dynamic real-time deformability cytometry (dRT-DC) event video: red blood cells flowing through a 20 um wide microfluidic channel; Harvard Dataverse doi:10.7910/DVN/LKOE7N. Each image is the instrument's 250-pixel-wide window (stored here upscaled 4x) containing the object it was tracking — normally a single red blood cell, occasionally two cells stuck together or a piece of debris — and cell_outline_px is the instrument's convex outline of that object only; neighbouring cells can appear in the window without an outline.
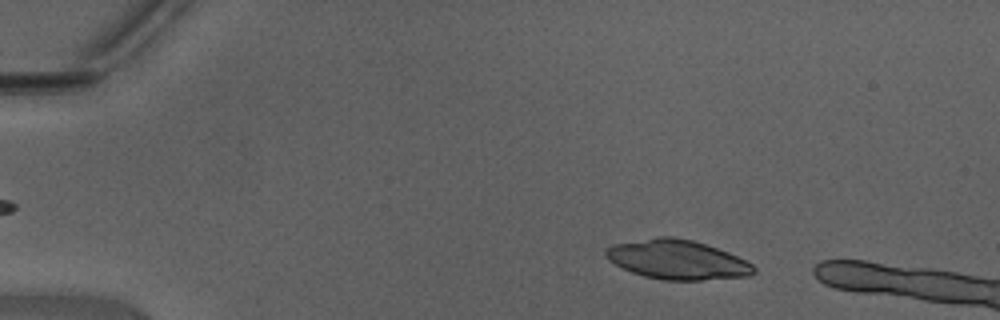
{"species": "Egyptian fruit bat (a non-hibernating species)", "species_latin": "Rousettus aegyptiacus", "temperature_condition": "warm", "stored_images_in_passage": 10, "camera_frame_rate_fps": 3000, "um_per_image_px": 0.085, "animal": {"sex": "male"}, "frame": {"image": 1, "passage_image": 6, "time_ms": 1.667, "image_size_px": [1000, 320], "cell_outline_px": [[756, 272], [748, 276], [700, 280], [664, 280], [644, 276], [632, 272], [608, 260], [604, 252], [612, 244], [656, 236], [672, 236], [692, 240], [728, 252], [752, 264], [756, 268]], "centroid_in_image_um": [57.56, 22.06], "position_along_channel_um": 27.4, "area_um2": 33.81}}